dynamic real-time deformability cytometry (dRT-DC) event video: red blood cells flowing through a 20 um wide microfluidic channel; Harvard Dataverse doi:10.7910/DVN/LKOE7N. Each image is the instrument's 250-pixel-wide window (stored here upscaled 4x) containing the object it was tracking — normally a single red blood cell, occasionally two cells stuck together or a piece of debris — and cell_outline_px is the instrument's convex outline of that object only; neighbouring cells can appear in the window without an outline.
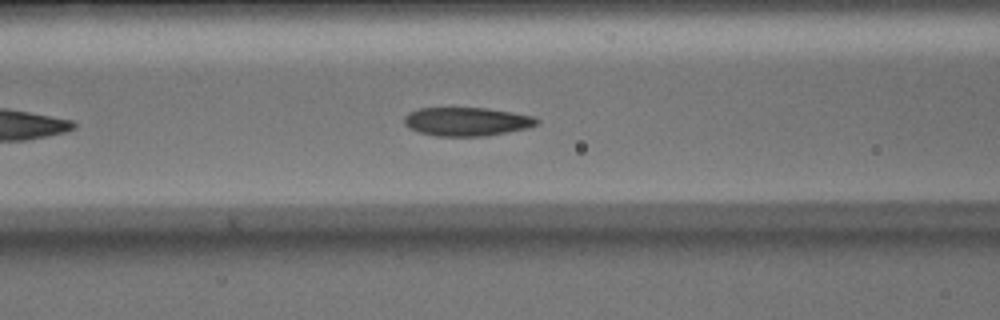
{"species": "Egyptian fruit bat (a non-hibernating species)", "species_latin": "Rousettus aegyptiacus", "temperature_condition": "warm", "stored_images_in_passage": 33, "camera_frame_rate_fps": 3000, "um_per_image_px": 0.085, "animal": {"sex": "male"}, "frame": {"image": 1, "passage_image": 9, "time_ms": 2.667, "image_size_px": [1000, 320], "cell_outline_px": [[540, 120], [536, 124], [528, 128], [488, 136], [436, 136], [420, 132], [408, 128], [404, 124], [404, 116], [408, 112], [416, 108], [488, 108], [536, 116]], "centroid_in_image_um": [39.67, 10.33], "position_along_channel_um": 126.9, "area_um2": 22.37}}
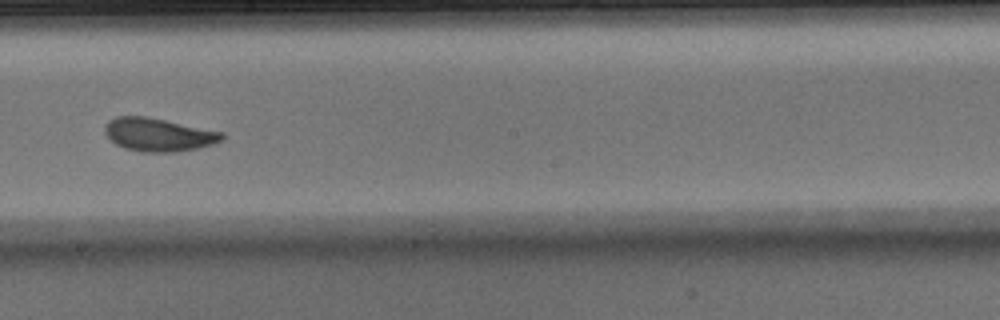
{"frame": {"image": 2, "passage_image": 17, "time_ms": 5.333, "image_size_px": [1000, 320], "cell_outline_px": [[224, 140], [212, 144], [196, 148], [176, 152], [140, 152], [124, 148], [116, 144], [104, 132], [104, 124], [108, 120], [116, 116], [144, 116], [224, 132]], "centroid_in_image_um": [13.45, 11.45], "position_along_channel_um": 234.8, "area_um2": 22.66}}
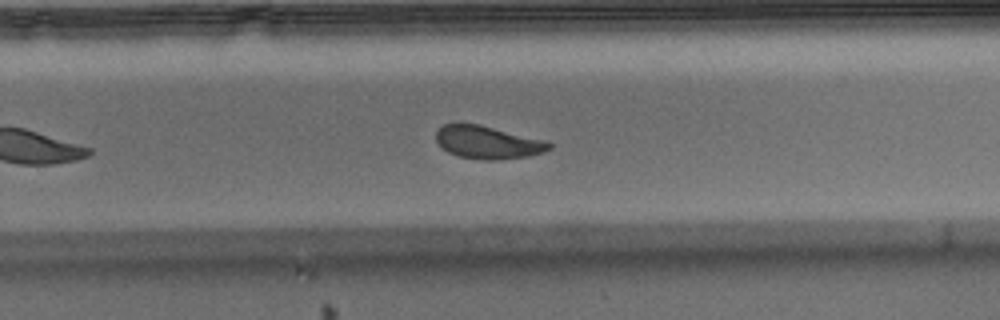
{"frame": {"image": 3, "passage_image": 21, "time_ms": 6.667, "image_size_px": [1000, 320], "cell_outline_px": [[552, 148], [544, 152], [528, 156], [496, 160], [484, 160], [460, 156], [448, 152], [436, 140], [436, 132], [444, 124], [456, 120], [480, 124], [544, 140], [552, 144]], "centroid_in_image_um": [41.43, 12.06], "position_along_channel_um": 288.4, "area_um2": 21.91}, "authors_computed_cell_mechanics": {"area_um2": 22.4842, "velocity_mm_per_s": 4.0479, "shape_relaxation_time_tau1_ms": 3.9657, "shape_relaxation_time_tau2_ms": 1.4606, "deformation_change_tau1": 0.1382, "deformation_change_tau2": 0.0874}}